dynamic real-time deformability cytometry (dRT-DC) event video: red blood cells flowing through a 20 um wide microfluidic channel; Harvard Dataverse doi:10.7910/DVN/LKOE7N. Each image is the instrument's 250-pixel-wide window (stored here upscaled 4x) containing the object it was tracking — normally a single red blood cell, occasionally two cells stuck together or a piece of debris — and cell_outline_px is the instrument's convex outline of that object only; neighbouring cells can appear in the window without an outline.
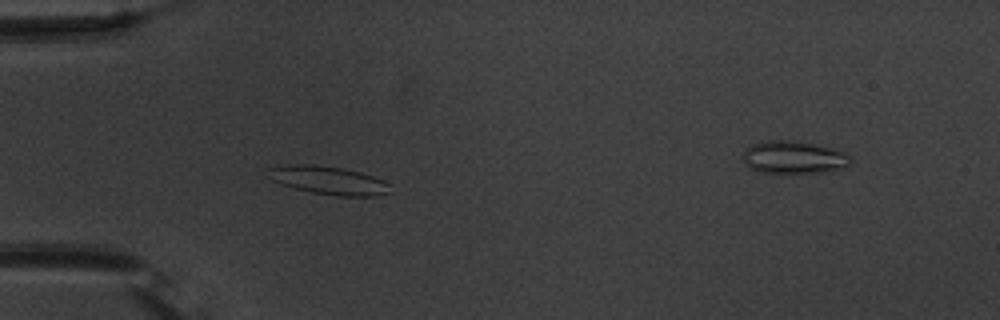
{"species": "common noctule bat (a hibernating species)", "species_latin": "Nyctalus noctula", "temperature_condition": "warm", "stored_images_in_passage": 55, "camera_frame_rate_fps": 3000, "um_per_image_px": 0.085, "animal": {"sex": "male", "body_mass_g": 20.1, "forearm_length_mm": 53.5}, "frame": {"image": 1, "passage_image": 17, "time_ms": 5.333, "image_size_px": [1000, 320], "cell_outline_px": [[392, 192], [376, 196], [340, 196], [312, 192], [280, 184], [272, 180], [268, 168], [288, 164], [316, 164], [340, 168], [360, 172], [384, 180], [392, 184]], "centroid_in_image_um": [27.99, 15.33], "position_along_channel_um": 57.0, "area_um2": 20.11}}
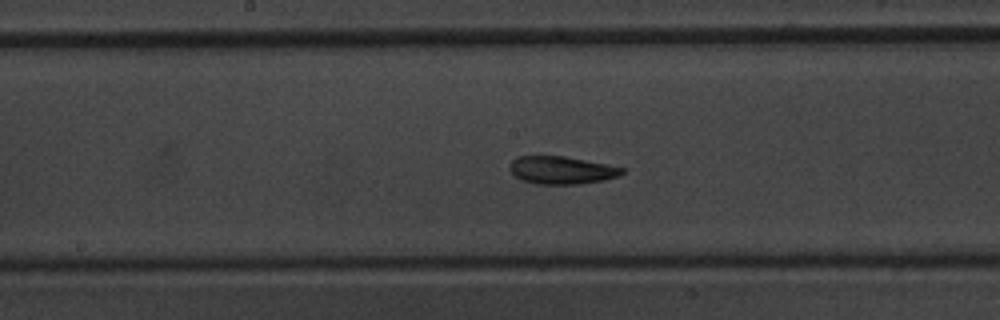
{"frame": {"image": 2, "passage_image": 29, "time_ms": 9.333, "image_size_px": [1000, 320], "cell_outline_px": [[624, 172], [616, 176], [604, 180], [580, 184], [536, 184], [520, 180], [508, 168], [508, 164], [516, 156], [564, 156], [608, 164], [624, 168]], "centroid_in_image_um": [47.69, 14.46], "position_along_channel_um": 200.5, "area_um2": 18.26}}
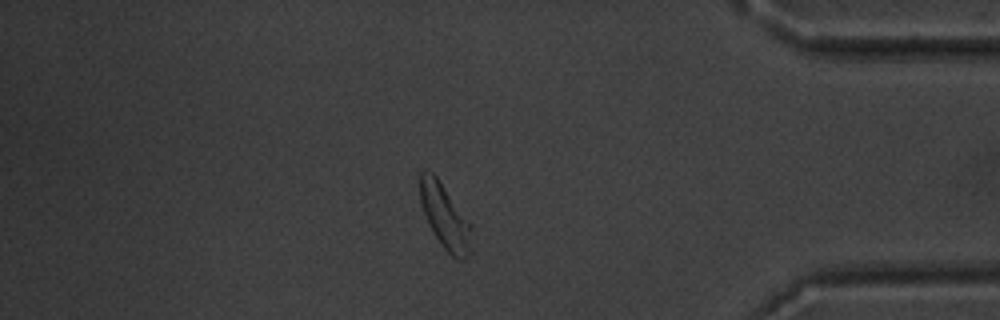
{"frame": {"image": 3, "passage_image": 47, "time_ms": 15.333, "image_size_px": [1000, 320], "cell_outline_px": [[472, 228], [468, 252], [464, 260], [456, 260], [444, 248], [428, 224], [420, 200], [420, 172], [424, 168], [432, 172], [436, 176], [472, 224]], "centroid_in_image_um": [37.81, 18.38], "position_along_channel_um": 397.4, "area_um2": 19.13}, "authors_computed_cell_mechanics": {"area_um2": 19.5942, "velocity_mm_per_s": 3.7533, "shape_relaxation_time_tau1_ms": 2.7345, "shape_relaxation_time_tau2_ms": 4.0344, "deformation_change_tau1": 0.1128, "deformation_change_tau2": 0.1053}}